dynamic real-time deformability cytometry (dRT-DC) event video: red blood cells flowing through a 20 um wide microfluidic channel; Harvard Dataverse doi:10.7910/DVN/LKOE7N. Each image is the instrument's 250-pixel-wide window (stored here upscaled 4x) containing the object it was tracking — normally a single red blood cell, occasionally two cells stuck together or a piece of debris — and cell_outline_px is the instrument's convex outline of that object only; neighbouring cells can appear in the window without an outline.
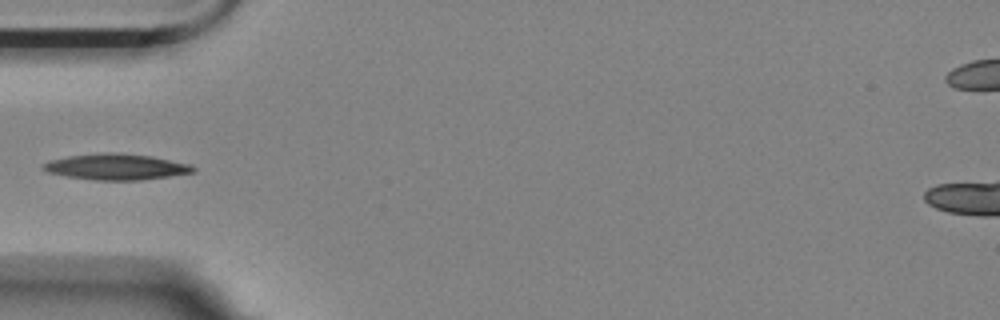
{"species": "Egyptian fruit bat (a non-hibernating species)", "species_latin": "Rousettus aegyptiacus", "temperature_condition": "room temperature", "stored_images_in_passage": 39, "camera_frame_rate_fps": 3000, "um_per_image_px": 0.085, "animal": {"sex": "female"}, "frame": {"image": 1, "passage_image": 1, "time_ms": 0.0, "image_size_px": [1000, 320], "cell_outline_px": [[196, 172], [140, 180], [96, 180], [68, 176], [48, 172], [40, 168], [40, 164], [48, 160], [68, 156], [104, 152], [116, 152], [152, 156], [192, 164], [196, 168]], "centroid_in_image_um": [9.87, 14.17], "position_along_channel_um": 75.1, "area_um2": 22.89}}
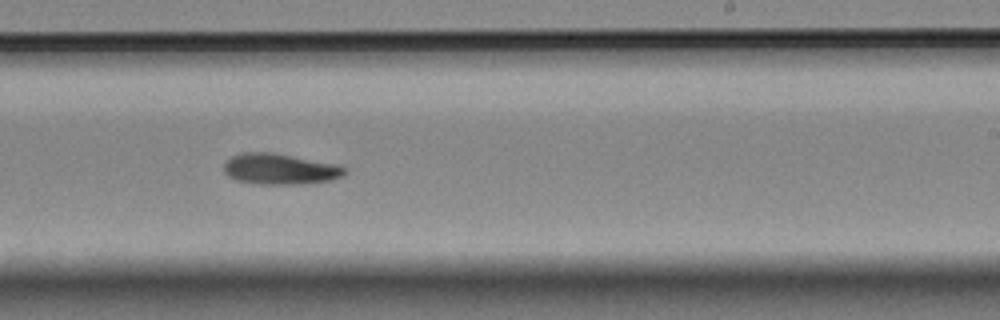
{"frame": {"image": 2, "passage_image": 17, "time_ms": 5.333, "image_size_px": [1000, 320], "cell_outline_px": [[348, 172], [344, 176], [328, 180], [296, 184], [252, 184], [236, 180], [228, 176], [224, 172], [224, 164], [232, 156], [244, 152], [272, 152], [340, 164], [348, 168]], "centroid_in_image_um": [23.83, 14.36], "position_along_channel_um": 265.2, "area_um2": 21.96}}
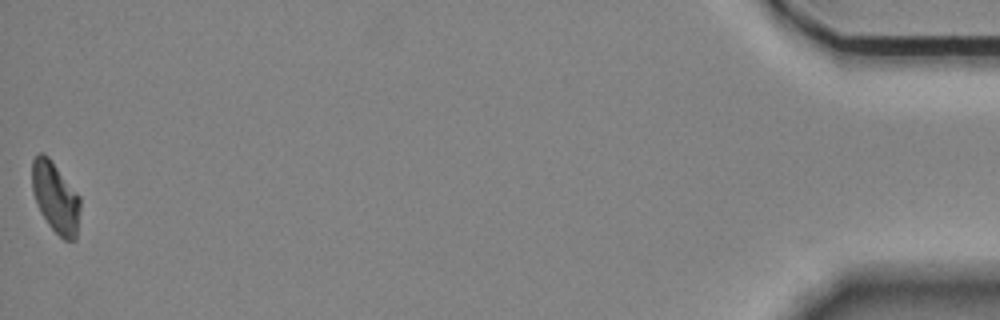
{"frame": {"image": 3, "passage_image": 39, "time_ms": 12.667, "image_size_px": [1000, 320], "cell_outline_px": [[80, 208], [76, 240], [64, 240], [48, 224], [40, 212], [32, 192], [32, 160], [40, 152], [48, 156], [80, 196]], "centroid_in_image_um": [4.71, 16.79], "position_along_channel_um": 430.5, "area_um2": 19.77}}